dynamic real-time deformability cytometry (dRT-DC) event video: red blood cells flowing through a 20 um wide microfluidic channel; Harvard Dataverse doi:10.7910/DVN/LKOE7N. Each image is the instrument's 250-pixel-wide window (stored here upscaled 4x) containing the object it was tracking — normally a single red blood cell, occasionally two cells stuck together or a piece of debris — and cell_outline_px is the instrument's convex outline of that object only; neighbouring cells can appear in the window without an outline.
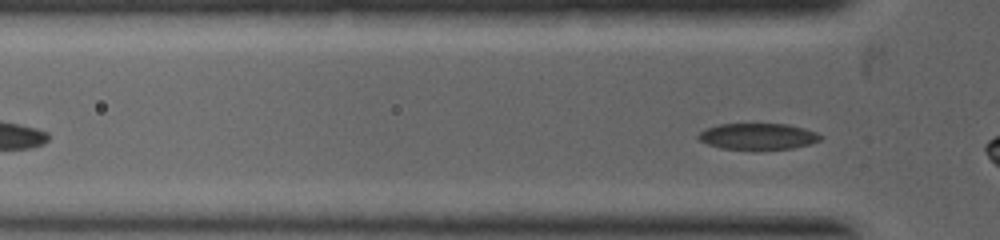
{"species": "common noctule bat (a hibernating species)", "species_latin": "Nyctalus noctula", "temperature_condition": "warm", "stored_images_in_passage": 3, "camera_frame_rate_fps": 5000, "um_per_image_px": 0.085, "animal": {"sex": "female", "body_mass_g": 19.0, "forearm_length_mm": 53.3}, "frame": {"image": 1, "passage_image": 3, "time_ms": 0.8, "image_size_px": [1000, 240], "cell_outline_px": [[824, 136], [820, 140], [808, 144], [792, 148], [752, 152], [720, 148], [708, 144], [700, 140], [696, 136], [700, 132], [708, 128], [720, 124], [788, 124], [804, 128], [816, 132]], "centroid_in_image_um": [64.42, 11.63], "position_along_channel_um": 61.4, "area_um2": 19.25}}